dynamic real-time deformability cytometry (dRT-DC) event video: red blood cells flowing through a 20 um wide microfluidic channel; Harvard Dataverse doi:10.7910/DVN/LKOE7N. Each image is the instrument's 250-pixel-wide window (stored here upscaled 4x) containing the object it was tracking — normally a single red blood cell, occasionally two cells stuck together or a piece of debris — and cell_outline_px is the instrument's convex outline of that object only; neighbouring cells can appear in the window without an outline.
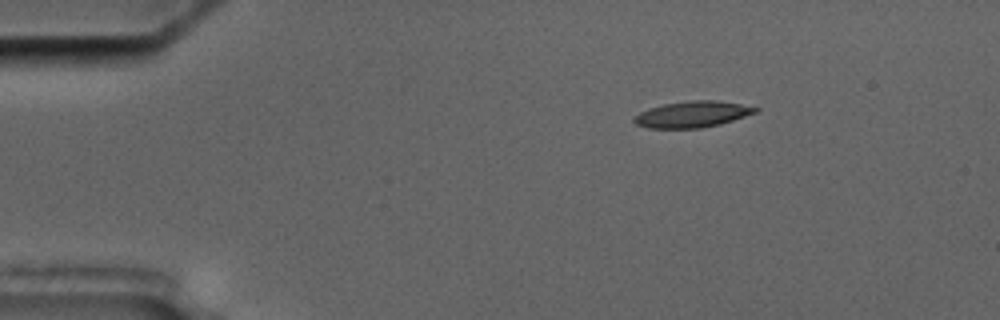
{"species": "common noctule bat (a hibernating species)", "species_latin": "Nyctalus noctula", "temperature_condition": "cold", "stored_images_in_passage": 4, "camera_frame_rate_fps": 3000, "um_per_image_px": 0.085, "animal": {"sex": "male", "body_mass_g": 17.5, "forearm_length_mm": 52.3}, "frame": {"image": 1, "passage_image": 1, "time_ms": 0.0, "image_size_px": [1000, 320], "cell_outline_px": [[760, 108], [756, 112], [720, 124], [700, 128], [648, 128], [636, 124], [632, 120], [640, 112], [648, 108], [664, 104], [688, 100], [716, 100], [740, 104]], "centroid_in_image_um": [58.82, 9.71], "position_along_channel_um": 26.2, "area_um2": 18.38}}
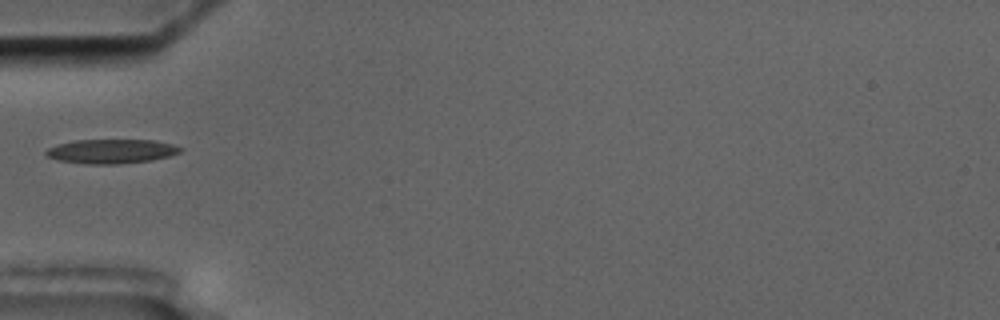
{"frame": {"image": 2, "passage_image": 4, "time_ms": 3.333, "image_size_px": [1000, 320], "cell_outline_px": [[184, 148], [180, 152], [168, 156], [152, 160], [120, 164], [84, 164], [56, 160], [44, 156], [44, 152], [48, 148], [56, 144], [72, 140], [152, 140], [172, 144]], "centroid_in_image_um": [9.4, 12.86], "position_along_channel_um": 75.6, "area_um2": 19.25}}